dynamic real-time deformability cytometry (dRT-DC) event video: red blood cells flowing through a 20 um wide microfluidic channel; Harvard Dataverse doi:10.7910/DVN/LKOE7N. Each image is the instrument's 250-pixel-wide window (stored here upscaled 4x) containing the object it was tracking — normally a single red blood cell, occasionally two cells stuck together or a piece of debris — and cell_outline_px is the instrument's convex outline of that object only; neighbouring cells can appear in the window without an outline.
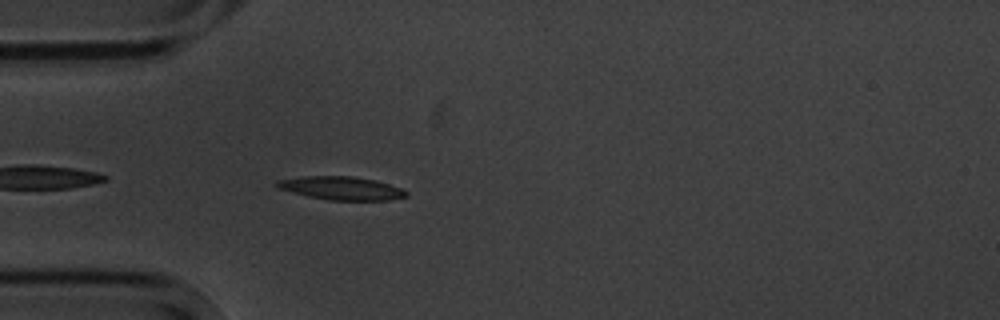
{"species": "common noctule bat (a hibernating species)", "species_latin": "Nyctalus noctula", "temperature_condition": "cold", "stored_images_in_passage": 5, "camera_frame_rate_fps": 3000, "um_per_image_px": 0.085, "animal": {"sex": "male", "body_mass_g": 20.1, "forearm_length_mm": 53.5}, "frame": {"image": 1, "passage_image": 5, "time_ms": 4.667, "image_size_px": [1000, 320], "cell_outline_px": [[408, 196], [388, 200], [328, 200], [308, 196], [276, 188], [276, 180], [304, 176], [352, 176], [376, 180], [400, 188], [408, 192]], "centroid_in_image_um": [29.0, 15.99], "position_along_channel_um": 56.0, "area_um2": 17.51}}